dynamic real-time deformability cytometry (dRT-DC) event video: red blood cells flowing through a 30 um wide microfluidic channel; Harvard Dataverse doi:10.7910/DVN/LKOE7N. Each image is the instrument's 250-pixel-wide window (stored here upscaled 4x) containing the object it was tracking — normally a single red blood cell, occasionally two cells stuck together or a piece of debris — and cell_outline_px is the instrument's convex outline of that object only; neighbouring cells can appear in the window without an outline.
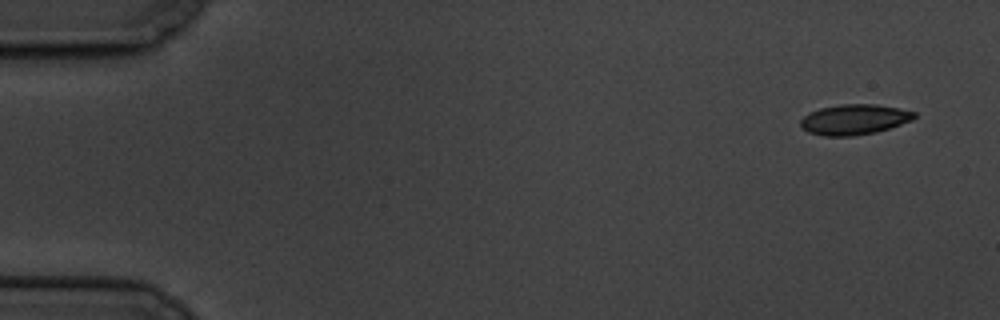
{"species": "common noctule bat (a hibernating species)", "species_latin": "Nyctalus noctula", "temperature_condition": "cold", "stored_images_in_passage": 5, "camera_frame_rate_fps": 3000, "um_per_image_px": 0.085, "animal": {"sex": "male", "body_mass_g": 19.5, "forearm_length_mm": 54.6}, "frame": {"image": 1, "passage_image": 1, "time_ms": 0.0, "image_size_px": [1000, 320], "cell_outline_px": [[916, 116], [912, 120], [876, 132], [852, 136], [824, 136], [808, 132], [800, 124], [800, 120], [804, 116], [820, 108], [840, 104], [876, 104], [900, 108], [916, 112]], "centroid_in_image_um": [72.63, 10.15], "position_along_channel_um": 12.4, "area_um2": 20.0}}